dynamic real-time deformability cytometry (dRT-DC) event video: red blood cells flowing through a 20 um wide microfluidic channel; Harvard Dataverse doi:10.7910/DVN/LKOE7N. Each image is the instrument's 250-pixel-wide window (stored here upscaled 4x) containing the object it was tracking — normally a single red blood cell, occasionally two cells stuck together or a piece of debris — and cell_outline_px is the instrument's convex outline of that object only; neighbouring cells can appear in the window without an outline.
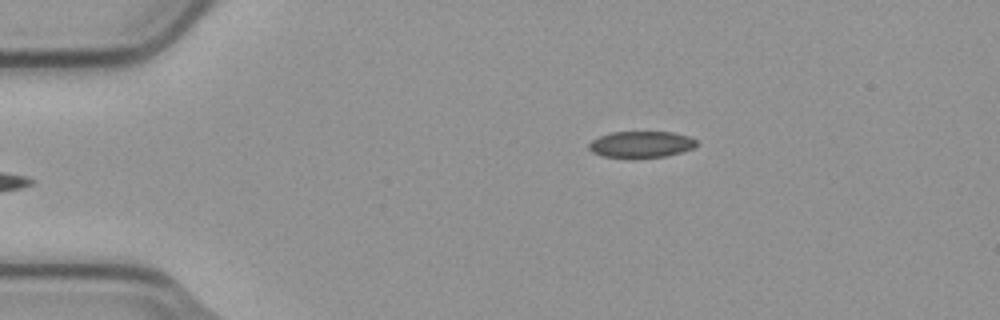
{"species": "common noctule bat (a hibernating species)", "species_latin": "Nyctalus noctula", "temperature_condition": "cold", "stored_images_in_passage": 4, "camera_frame_rate_fps": 3000, "um_per_image_px": 0.085, "animal": {"sex": "male", "body_mass_g": 23.1, "forearm_length_mm": 52.7}, "frame": {"image": 1, "passage_image": 4, "time_ms": 1.0, "image_size_px": [1000, 320], "cell_outline_px": [[696, 144], [692, 148], [680, 152], [664, 156], [604, 156], [592, 152], [588, 148], [588, 144], [592, 140], [600, 136], [612, 132], [672, 132], [688, 136], [696, 140]], "centroid_in_image_um": [54.47, 12.24], "position_along_channel_um": 30.5, "area_um2": 15.95}}